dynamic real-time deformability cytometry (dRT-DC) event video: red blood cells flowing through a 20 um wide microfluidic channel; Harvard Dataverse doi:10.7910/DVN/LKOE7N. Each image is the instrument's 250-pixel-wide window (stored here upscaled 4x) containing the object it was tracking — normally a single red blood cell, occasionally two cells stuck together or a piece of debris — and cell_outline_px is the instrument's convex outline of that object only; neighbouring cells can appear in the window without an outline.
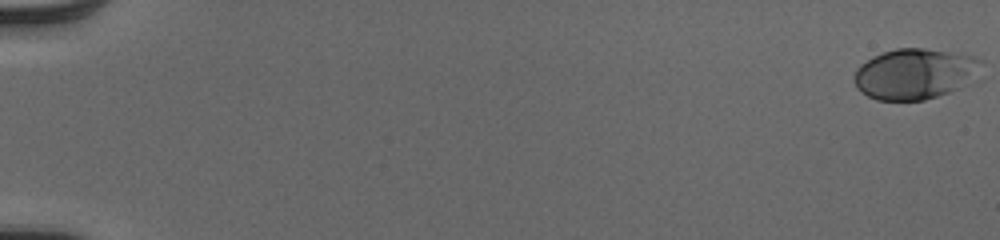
{"species": "human", "species_latin": "Homo sapiens", "temperature_condition": "cold", "stored_images_in_passage": 53, "camera_frame_rate_fps": 3000, "um_per_image_px": 0.085, "donor": {"sex": "male"}, "frame": {"image": 1, "passage_image": 1, "time_ms": 0.0, "image_size_px": [1000, 240], "cell_outline_px": [[984, 60], [980, 80], [976, 84], [924, 100], [876, 100], [860, 92], [856, 88], [852, 80], [856, 68], [860, 64], [872, 56], [896, 48], [924, 48], [972, 56]], "centroid_in_image_um": [77.85, 6.29], "position_along_channel_um": 7.2, "area_um2": 38.73}}
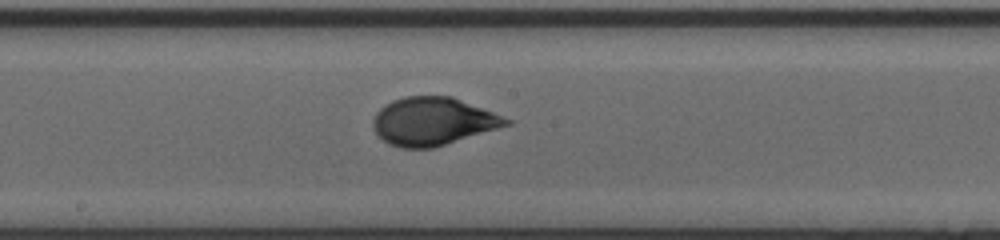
{"frame": {"image": 2, "passage_image": 31, "time_ms": 10.0, "image_size_px": [1000, 240], "cell_outline_px": [[512, 124], [432, 148], [400, 148], [388, 144], [376, 132], [372, 124], [372, 120], [376, 112], [384, 104], [392, 100], [404, 96], [452, 96], [512, 120]], "centroid_in_image_um": [36.77, 10.31], "position_along_channel_um": 211.4, "area_um2": 37.05}}
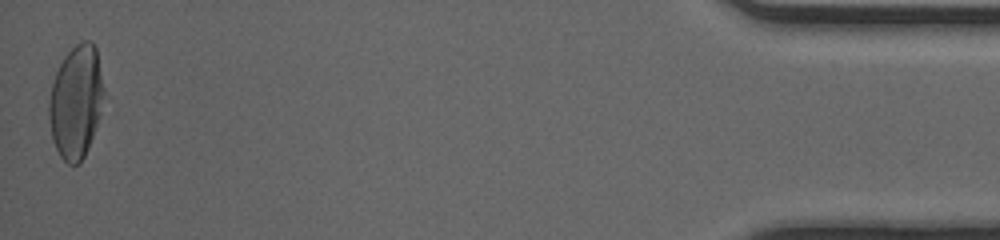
{"frame": {"image": 3, "passage_image": 53, "time_ms": 17.333, "image_size_px": [1000, 240], "cell_outline_px": [[104, 92], [100, 112], [88, 148], [80, 164], [68, 164], [60, 156], [52, 140], [48, 116], [48, 104], [52, 84], [56, 72], [64, 56], [76, 44], [84, 40], [92, 40], [96, 48]], "centroid_in_image_um": [6.44, 8.65], "position_along_channel_um": 428.8, "area_um2": 35.89}, "authors_computed_cell_mechanics": {"area_um2": 36.6452, "velocity_mm_per_s": 4.0589, "shape_relaxation_time_tau1_ms": 3.4753, "shape_relaxation_time_tau2_ms": null, "deformation_change_tau1": 0.1658, "deformation_change_tau2": null}}